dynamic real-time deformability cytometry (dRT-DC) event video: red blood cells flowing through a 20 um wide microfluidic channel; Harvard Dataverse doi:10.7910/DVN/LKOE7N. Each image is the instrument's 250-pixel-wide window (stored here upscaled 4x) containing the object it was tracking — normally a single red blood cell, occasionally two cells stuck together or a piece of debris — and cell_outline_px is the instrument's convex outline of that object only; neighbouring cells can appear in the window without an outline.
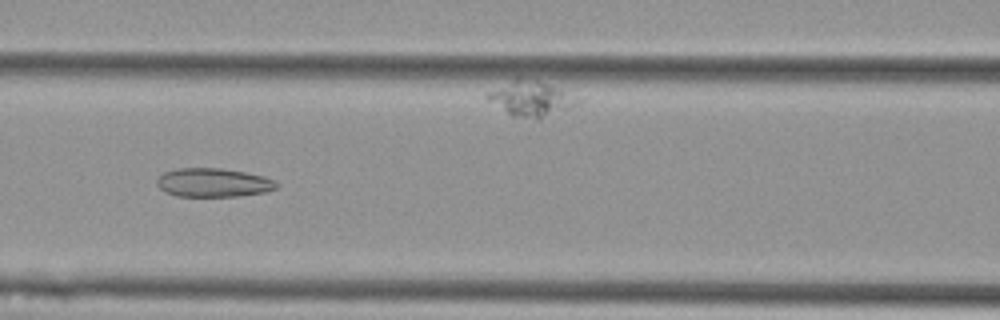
{"species": "Egyptian fruit bat (a non-hibernating species)", "species_latin": "Rousettus aegyptiacus", "temperature_condition": "cold", "stored_images_in_passage": 50, "camera_frame_rate_fps": 3000, "um_per_image_px": 0.085, "animal": {"sex": "female"}, "frame": {"image": 1, "passage_image": 25, "time_ms": 8.0, "image_size_px": [1000, 320], "cell_outline_px": [[280, 188], [268, 192], [236, 196], [176, 196], [164, 192], [156, 184], [156, 180], [164, 172], [176, 168], [220, 168], [244, 172], [264, 176], [280, 184]], "centroid_in_image_um": [18.15, 15.53], "position_along_channel_um": 148.5, "area_um2": 20.23}}
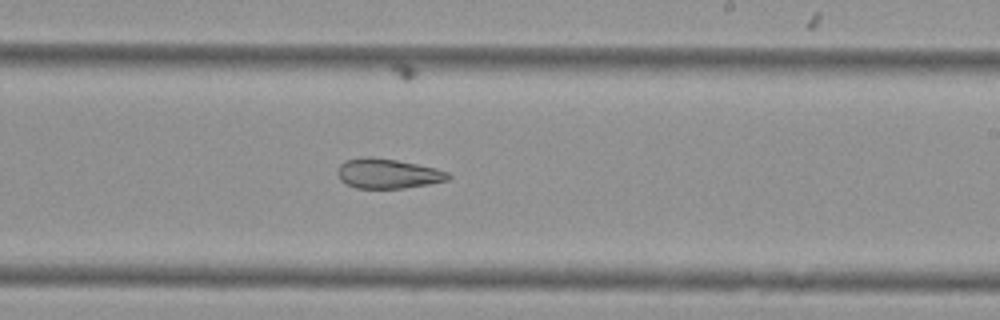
{"frame": {"image": 2, "passage_image": 34, "time_ms": 11.0, "image_size_px": [1000, 320], "cell_outline_px": [[452, 176], [448, 180], [428, 184], [404, 188], [356, 188], [340, 180], [336, 172], [340, 164], [344, 160], [364, 156], [372, 156], [396, 160], [436, 168], [448, 172]], "centroid_in_image_um": [32.94, 14.74], "position_along_channel_um": 256.1, "area_um2": 19.31}}
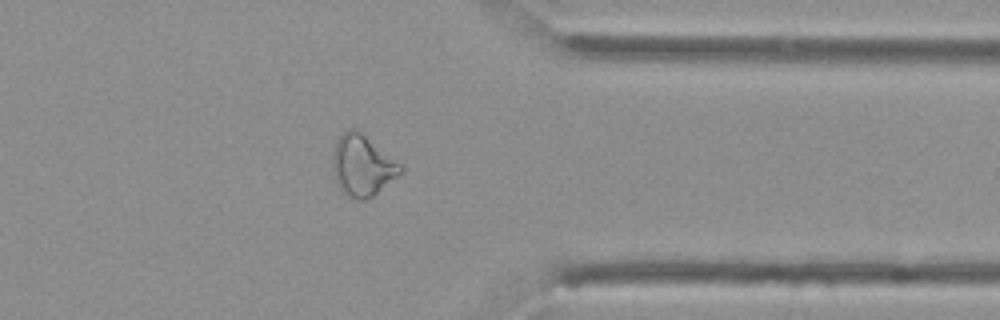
{"frame": {"image": 3, "passage_image": 45, "time_ms": 14.667, "image_size_px": [1000, 320], "cell_outline_px": [[404, 172], [372, 196], [364, 200], [356, 200], [348, 196], [336, 184], [332, 168], [332, 156], [336, 144], [340, 136], [344, 132], [352, 128], [356, 128], [404, 164]], "centroid_in_image_um": [30.84, 14.07], "position_along_channel_um": 380.6, "area_um2": 24.45}, "authors_computed_cell_mechanics": {"area_um2": 23.1778, "velocity_mm_per_s": 3.6037, "shape_relaxation_time_tau1_ms": null, "shape_relaxation_time_tau2_ms": 5.9604, "deformation_change_tau1": null, "deformation_change_tau2": 0.1482}}